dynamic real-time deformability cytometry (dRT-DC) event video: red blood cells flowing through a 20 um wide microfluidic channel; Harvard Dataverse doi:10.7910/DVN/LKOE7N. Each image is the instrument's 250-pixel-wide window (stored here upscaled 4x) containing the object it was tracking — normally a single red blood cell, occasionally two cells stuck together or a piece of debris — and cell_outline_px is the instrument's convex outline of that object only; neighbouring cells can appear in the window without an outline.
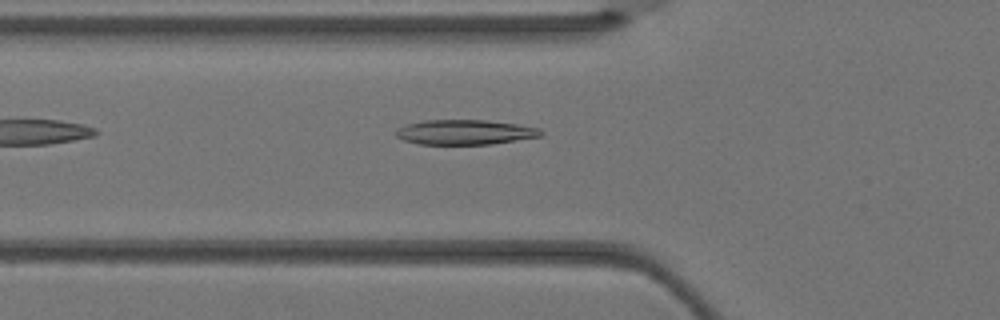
{"species": "Egyptian fruit bat (a non-hibernating species)", "species_latin": "Rousettus aegyptiacus", "temperature_condition": "warm", "stored_images_in_passage": 3, "camera_frame_rate_fps": 3000, "um_per_image_px": 0.085, "animal": {"sex": "female"}, "frame": {"image": 1, "passage_image": 3, "time_ms": 0.667, "image_size_px": [1000, 320], "cell_outline_px": [[544, 132], [540, 136], [492, 144], [420, 144], [404, 140], [396, 136], [396, 128], [408, 124], [424, 120], [488, 120], [516, 124], [540, 128]], "centroid_in_image_um": [39.52, 11.23], "position_along_channel_um": 86.3, "area_um2": 20.92}}